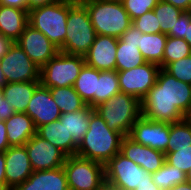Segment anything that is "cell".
<instances>
[{"label": "cell", "instance_id": "6da1fadb", "mask_svg": "<svg viewBox=\"0 0 191 190\" xmlns=\"http://www.w3.org/2000/svg\"><path fill=\"white\" fill-rule=\"evenodd\" d=\"M191 108V84L177 80L160 68L155 85L141 100V113L152 121L176 123Z\"/></svg>", "mask_w": 191, "mask_h": 190}, {"label": "cell", "instance_id": "7a4b0ae2", "mask_svg": "<svg viewBox=\"0 0 191 190\" xmlns=\"http://www.w3.org/2000/svg\"><path fill=\"white\" fill-rule=\"evenodd\" d=\"M124 137L122 133L110 129L94 110L90 114L88 131L77 146L76 155L105 165L120 152Z\"/></svg>", "mask_w": 191, "mask_h": 190}, {"label": "cell", "instance_id": "3957f363", "mask_svg": "<svg viewBox=\"0 0 191 190\" xmlns=\"http://www.w3.org/2000/svg\"><path fill=\"white\" fill-rule=\"evenodd\" d=\"M91 23L97 35L120 38L132 25V20L120 0H86Z\"/></svg>", "mask_w": 191, "mask_h": 190}, {"label": "cell", "instance_id": "277c9868", "mask_svg": "<svg viewBox=\"0 0 191 190\" xmlns=\"http://www.w3.org/2000/svg\"><path fill=\"white\" fill-rule=\"evenodd\" d=\"M75 4L62 0L33 8L28 12V24L41 31L60 50L65 42L68 12Z\"/></svg>", "mask_w": 191, "mask_h": 190}, {"label": "cell", "instance_id": "5b68a950", "mask_svg": "<svg viewBox=\"0 0 191 190\" xmlns=\"http://www.w3.org/2000/svg\"><path fill=\"white\" fill-rule=\"evenodd\" d=\"M94 110L104 119L110 129L124 136H128L133 124L142 115L141 101L123 92H118L108 101L97 105Z\"/></svg>", "mask_w": 191, "mask_h": 190}, {"label": "cell", "instance_id": "8992f818", "mask_svg": "<svg viewBox=\"0 0 191 190\" xmlns=\"http://www.w3.org/2000/svg\"><path fill=\"white\" fill-rule=\"evenodd\" d=\"M65 42L59 50L66 54L85 56L96 38V31L86 7L76 3L68 12Z\"/></svg>", "mask_w": 191, "mask_h": 190}, {"label": "cell", "instance_id": "52a82bcc", "mask_svg": "<svg viewBox=\"0 0 191 190\" xmlns=\"http://www.w3.org/2000/svg\"><path fill=\"white\" fill-rule=\"evenodd\" d=\"M85 65V58L59 51L40 68V84L46 88L73 86Z\"/></svg>", "mask_w": 191, "mask_h": 190}, {"label": "cell", "instance_id": "ba28073f", "mask_svg": "<svg viewBox=\"0 0 191 190\" xmlns=\"http://www.w3.org/2000/svg\"><path fill=\"white\" fill-rule=\"evenodd\" d=\"M63 169L69 190H100L106 183L105 165L90 159L68 156Z\"/></svg>", "mask_w": 191, "mask_h": 190}, {"label": "cell", "instance_id": "9c48e42d", "mask_svg": "<svg viewBox=\"0 0 191 190\" xmlns=\"http://www.w3.org/2000/svg\"><path fill=\"white\" fill-rule=\"evenodd\" d=\"M147 174L148 172L121 152L105 164L106 183L122 190H135L147 180Z\"/></svg>", "mask_w": 191, "mask_h": 190}, {"label": "cell", "instance_id": "30bf717a", "mask_svg": "<svg viewBox=\"0 0 191 190\" xmlns=\"http://www.w3.org/2000/svg\"><path fill=\"white\" fill-rule=\"evenodd\" d=\"M0 68L7 83L40 81V68L16 42L0 59Z\"/></svg>", "mask_w": 191, "mask_h": 190}, {"label": "cell", "instance_id": "8fae6325", "mask_svg": "<svg viewBox=\"0 0 191 190\" xmlns=\"http://www.w3.org/2000/svg\"><path fill=\"white\" fill-rule=\"evenodd\" d=\"M159 69L158 64L146 62L136 68L117 71L120 92L132 95L141 101L155 85Z\"/></svg>", "mask_w": 191, "mask_h": 190}, {"label": "cell", "instance_id": "7c38bea8", "mask_svg": "<svg viewBox=\"0 0 191 190\" xmlns=\"http://www.w3.org/2000/svg\"><path fill=\"white\" fill-rule=\"evenodd\" d=\"M170 123L152 121L140 116L133 124L128 137L134 142L167 153Z\"/></svg>", "mask_w": 191, "mask_h": 190}, {"label": "cell", "instance_id": "4fadbf2b", "mask_svg": "<svg viewBox=\"0 0 191 190\" xmlns=\"http://www.w3.org/2000/svg\"><path fill=\"white\" fill-rule=\"evenodd\" d=\"M16 43L24 50L29 58L41 68L49 62L59 49L41 31L35 30L29 24Z\"/></svg>", "mask_w": 191, "mask_h": 190}, {"label": "cell", "instance_id": "5bb4252c", "mask_svg": "<svg viewBox=\"0 0 191 190\" xmlns=\"http://www.w3.org/2000/svg\"><path fill=\"white\" fill-rule=\"evenodd\" d=\"M33 171L59 168L64 165L66 155L47 140L35 134L26 144Z\"/></svg>", "mask_w": 191, "mask_h": 190}, {"label": "cell", "instance_id": "9a60e30c", "mask_svg": "<svg viewBox=\"0 0 191 190\" xmlns=\"http://www.w3.org/2000/svg\"><path fill=\"white\" fill-rule=\"evenodd\" d=\"M6 190L25 182L33 173L25 145L9 147L5 152Z\"/></svg>", "mask_w": 191, "mask_h": 190}, {"label": "cell", "instance_id": "2e32d148", "mask_svg": "<svg viewBox=\"0 0 191 190\" xmlns=\"http://www.w3.org/2000/svg\"><path fill=\"white\" fill-rule=\"evenodd\" d=\"M118 38L96 35L95 41L84 56L85 64L99 71L116 70Z\"/></svg>", "mask_w": 191, "mask_h": 190}, {"label": "cell", "instance_id": "e0dca14e", "mask_svg": "<svg viewBox=\"0 0 191 190\" xmlns=\"http://www.w3.org/2000/svg\"><path fill=\"white\" fill-rule=\"evenodd\" d=\"M25 113L33 119L36 129L41 125L57 121L61 116V111L54 102L49 88L41 84L34 91Z\"/></svg>", "mask_w": 191, "mask_h": 190}, {"label": "cell", "instance_id": "ac0fdd59", "mask_svg": "<svg viewBox=\"0 0 191 190\" xmlns=\"http://www.w3.org/2000/svg\"><path fill=\"white\" fill-rule=\"evenodd\" d=\"M120 152L151 174L158 171L165 163V153L136 143L128 136L123 138Z\"/></svg>", "mask_w": 191, "mask_h": 190}, {"label": "cell", "instance_id": "d6986e66", "mask_svg": "<svg viewBox=\"0 0 191 190\" xmlns=\"http://www.w3.org/2000/svg\"><path fill=\"white\" fill-rule=\"evenodd\" d=\"M12 190H69L63 166L33 171L31 176Z\"/></svg>", "mask_w": 191, "mask_h": 190}, {"label": "cell", "instance_id": "ffe728a7", "mask_svg": "<svg viewBox=\"0 0 191 190\" xmlns=\"http://www.w3.org/2000/svg\"><path fill=\"white\" fill-rule=\"evenodd\" d=\"M36 134L60 149L67 157L76 155L77 144L59 120L39 126Z\"/></svg>", "mask_w": 191, "mask_h": 190}, {"label": "cell", "instance_id": "44dd1931", "mask_svg": "<svg viewBox=\"0 0 191 190\" xmlns=\"http://www.w3.org/2000/svg\"><path fill=\"white\" fill-rule=\"evenodd\" d=\"M4 122L10 147L25 145L36 134L33 119L26 113L15 112Z\"/></svg>", "mask_w": 191, "mask_h": 190}, {"label": "cell", "instance_id": "7402d4cb", "mask_svg": "<svg viewBox=\"0 0 191 190\" xmlns=\"http://www.w3.org/2000/svg\"><path fill=\"white\" fill-rule=\"evenodd\" d=\"M28 10L0 5V33L16 42L28 25Z\"/></svg>", "mask_w": 191, "mask_h": 190}, {"label": "cell", "instance_id": "603a6c76", "mask_svg": "<svg viewBox=\"0 0 191 190\" xmlns=\"http://www.w3.org/2000/svg\"><path fill=\"white\" fill-rule=\"evenodd\" d=\"M40 81L7 83L3 87L4 99L12 106L15 112L25 113L34 91Z\"/></svg>", "mask_w": 191, "mask_h": 190}, {"label": "cell", "instance_id": "cb8c5ba5", "mask_svg": "<svg viewBox=\"0 0 191 190\" xmlns=\"http://www.w3.org/2000/svg\"><path fill=\"white\" fill-rule=\"evenodd\" d=\"M93 111V107L86 105L81 110L63 113L58 119L61 123H64L69 135H72V139L77 145H79L83 136L88 131L90 114Z\"/></svg>", "mask_w": 191, "mask_h": 190}, {"label": "cell", "instance_id": "d4e9b609", "mask_svg": "<svg viewBox=\"0 0 191 190\" xmlns=\"http://www.w3.org/2000/svg\"><path fill=\"white\" fill-rule=\"evenodd\" d=\"M99 75V70L85 64L73 85V88L80 95L82 100L93 108L96 107V86Z\"/></svg>", "mask_w": 191, "mask_h": 190}, {"label": "cell", "instance_id": "484cf974", "mask_svg": "<svg viewBox=\"0 0 191 190\" xmlns=\"http://www.w3.org/2000/svg\"><path fill=\"white\" fill-rule=\"evenodd\" d=\"M168 35L165 33L140 35V47L138 48L146 60L158 64L163 68V54Z\"/></svg>", "mask_w": 191, "mask_h": 190}, {"label": "cell", "instance_id": "4316f807", "mask_svg": "<svg viewBox=\"0 0 191 190\" xmlns=\"http://www.w3.org/2000/svg\"><path fill=\"white\" fill-rule=\"evenodd\" d=\"M49 90L61 114L81 110L87 105L73 86L54 87L49 88Z\"/></svg>", "mask_w": 191, "mask_h": 190}, {"label": "cell", "instance_id": "83f0119b", "mask_svg": "<svg viewBox=\"0 0 191 190\" xmlns=\"http://www.w3.org/2000/svg\"><path fill=\"white\" fill-rule=\"evenodd\" d=\"M146 63L136 44L124 43L118 39L116 52V71H125Z\"/></svg>", "mask_w": 191, "mask_h": 190}, {"label": "cell", "instance_id": "f1b7e54d", "mask_svg": "<svg viewBox=\"0 0 191 190\" xmlns=\"http://www.w3.org/2000/svg\"><path fill=\"white\" fill-rule=\"evenodd\" d=\"M118 92H120V86L117 71H100L96 86V106L104 101H108Z\"/></svg>", "mask_w": 191, "mask_h": 190}, {"label": "cell", "instance_id": "f546056e", "mask_svg": "<svg viewBox=\"0 0 191 190\" xmlns=\"http://www.w3.org/2000/svg\"><path fill=\"white\" fill-rule=\"evenodd\" d=\"M153 182L162 190H169L173 186L187 181V174L166 161L156 172L152 173Z\"/></svg>", "mask_w": 191, "mask_h": 190}, {"label": "cell", "instance_id": "4dcf8cb0", "mask_svg": "<svg viewBox=\"0 0 191 190\" xmlns=\"http://www.w3.org/2000/svg\"><path fill=\"white\" fill-rule=\"evenodd\" d=\"M153 11L157 16L158 25L161 27V33L165 34H167L171 29H174L176 21L184 12L180 8H177L163 0H159Z\"/></svg>", "mask_w": 191, "mask_h": 190}, {"label": "cell", "instance_id": "1f68e13d", "mask_svg": "<svg viewBox=\"0 0 191 190\" xmlns=\"http://www.w3.org/2000/svg\"><path fill=\"white\" fill-rule=\"evenodd\" d=\"M191 55V47L185 39L167 37L163 54V69L170 63Z\"/></svg>", "mask_w": 191, "mask_h": 190}, {"label": "cell", "instance_id": "d6a6232c", "mask_svg": "<svg viewBox=\"0 0 191 190\" xmlns=\"http://www.w3.org/2000/svg\"><path fill=\"white\" fill-rule=\"evenodd\" d=\"M191 145V126L185 121L170 123L169 142L167 153L175 151L178 147Z\"/></svg>", "mask_w": 191, "mask_h": 190}, {"label": "cell", "instance_id": "836d02e7", "mask_svg": "<svg viewBox=\"0 0 191 190\" xmlns=\"http://www.w3.org/2000/svg\"><path fill=\"white\" fill-rule=\"evenodd\" d=\"M165 161L169 165L177 167L184 173L188 174L191 169V145L178 147L175 151L166 153Z\"/></svg>", "mask_w": 191, "mask_h": 190}, {"label": "cell", "instance_id": "e575fe53", "mask_svg": "<svg viewBox=\"0 0 191 190\" xmlns=\"http://www.w3.org/2000/svg\"><path fill=\"white\" fill-rule=\"evenodd\" d=\"M164 70L177 80L191 84V55L168 64Z\"/></svg>", "mask_w": 191, "mask_h": 190}, {"label": "cell", "instance_id": "d590c367", "mask_svg": "<svg viewBox=\"0 0 191 190\" xmlns=\"http://www.w3.org/2000/svg\"><path fill=\"white\" fill-rule=\"evenodd\" d=\"M131 20L153 10L159 0H120Z\"/></svg>", "mask_w": 191, "mask_h": 190}, {"label": "cell", "instance_id": "8d00e7d4", "mask_svg": "<svg viewBox=\"0 0 191 190\" xmlns=\"http://www.w3.org/2000/svg\"><path fill=\"white\" fill-rule=\"evenodd\" d=\"M132 25L144 34H155L161 32V27L158 25L157 16L153 10L133 19Z\"/></svg>", "mask_w": 191, "mask_h": 190}, {"label": "cell", "instance_id": "74e56055", "mask_svg": "<svg viewBox=\"0 0 191 190\" xmlns=\"http://www.w3.org/2000/svg\"><path fill=\"white\" fill-rule=\"evenodd\" d=\"M191 22V11H184L176 21L174 29H171L167 35L184 39L187 26Z\"/></svg>", "mask_w": 191, "mask_h": 190}, {"label": "cell", "instance_id": "f35d334b", "mask_svg": "<svg viewBox=\"0 0 191 190\" xmlns=\"http://www.w3.org/2000/svg\"><path fill=\"white\" fill-rule=\"evenodd\" d=\"M143 33L138 30L135 26L131 25L120 37L124 43H133L137 47H140V35Z\"/></svg>", "mask_w": 191, "mask_h": 190}, {"label": "cell", "instance_id": "ab89813d", "mask_svg": "<svg viewBox=\"0 0 191 190\" xmlns=\"http://www.w3.org/2000/svg\"><path fill=\"white\" fill-rule=\"evenodd\" d=\"M14 113L15 110L8 101L4 99L3 87H0V120L9 119Z\"/></svg>", "mask_w": 191, "mask_h": 190}, {"label": "cell", "instance_id": "60d3db41", "mask_svg": "<svg viewBox=\"0 0 191 190\" xmlns=\"http://www.w3.org/2000/svg\"><path fill=\"white\" fill-rule=\"evenodd\" d=\"M9 147L6 125L4 120H0V152H5Z\"/></svg>", "mask_w": 191, "mask_h": 190}, {"label": "cell", "instance_id": "b9f144b4", "mask_svg": "<svg viewBox=\"0 0 191 190\" xmlns=\"http://www.w3.org/2000/svg\"><path fill=\"white\" fill-rule=\"evenodd\" d=\"M0 5L28 10L27 0H0Z\"/></svg>", "mask_w": 191, "mask_h": 190}, {"label": "cell", "instance_id": "7bdbcfd3", "mask_svg": "<svg viewBox=\"0 0 191 190\" xmlns=\"http://www.w3.org/2000/svg\"><path fill=\"white\" fill-rule=\"evenodd\" d=\"M15 42L0 33V59L10 50Z\"/></svg>", "mask_w": 191, "mask_h": 190}, {"label": "cell", "instance_id": "ee69618b", "mask_svg": "<svg viewBox=\"0 0 191 190\" xmlns=\"http://www.w3.org/2000/svg\"><path fill=\"white\" fill-rule=\"evenodd\" d=\"M135 190H162L154 182L152 174H147V180L143 181Z\"/></svg>", "mask_w": 191, "mask_h": 190}, {"label": "cell", "instance_id": "f6af8a7d", "mask_svg": "<svg viewBox=\"0 0 191 190\" xmlns=\"http://www.w3.org/2000/svg\"><path fill=\"white\" fill-rule=\"evenodd\" d=\"M0 189L6 190L5 154L0 152Z\"/></svg>", "mask_w": 191, "mask_h": 190}, {"label": "cell", "instance_id": "bcb514c9", "mask_svg": "<svg viewBox=\"0 0 191 190\" xmlns=\"http://www.w3.org/2000/svg\"><path fill=\"white\" fill-rule=\"evenodd\" d=\"M180 8L182 11H191V0H163Z\"/></svg>", "mask_w": 191, "mask_h": 190}, {"label": "cell", "instance_id": "7dc6e473", "mask_svg": "<svg viewBox=\"0 0 191 190\" xmlns=\"http://www.w3.org/2000/svg\"><path fill=\"white\" fill-rule=\"evenodd\" d=\"M58 1H62V0H27L28 11H30L33 8L48 5V4H52V3H55V2H58Z\"/></svg>", "mask_w": 191, "mask_h": 190}, {"label": "cell", "instance_id": "c3c4849f", "mask_svg": "<svg viewBox=\"0 0 191 190\" xmlns=\"http://www.w3.org/2000/svg\"><path fill=\"white\" fill-rule=\"evenodd\" d=\"M169 190H191V182L186 181L184 183H179L173 186L172 188H170Z\"/></svg>", "mask_w": 191, "mask_h": 190}, {"label": "cell", "instance_id": "681fc988", "mask_svg": "<svg viewBox=\"0 0 191 190\" xmlns=\"http://www.w3.org/2000/svg\"><path fill=\"white\" fill-rule=\"evenodd\" d=\"M184 39L186 40V42L190 45L191 47V22L189 23V25L187 26V30H186V34Z\"/></svg>", "mask_w": 191, "mask_h": 190}, {"label": "cell", "instance_id": "f907efd6", "mask_svg": "<svg viewBox=\"0 0 191 190\" xmlns=\"http://www.w3.org/2000/svg\"><path fill=\"white\" fill-rule=\"evenodd\" d=\"M7 84L2 69L0 68V87H4Z\"/></svg>", "mask_w": 191, "mask_h": 190}, {"label": "cell", "instance_id": "816d5d0a", "mask_svg": "<svg viewBox=\"0 0 191 190\" xmlns=\"http://www.w3.org/2000/svg\"><path fill=\"white\" fill-rule=\"evenodd\" d=\"M100 190H122L105 183Z\"/></svg>", "mask_w": 191, "mask_h": 190}, {"label": "cell", "instance_id": "f5cc1de1", "mask_svg": "<svg viewBox=\"0 0 191 190\" xmlns=\"http://www.w3.org/2000/svg\"><path fill=\"white\" fill-rule=\"evenodd\" d=\"M184 120L191 126V108H190V110L185 114Z\"/></svg>", "mask_w": 191, "mask_h": 190}, {"label": "cell", "instance_id": "db71d44e", "mask_svg": "<svg viewBox=\"0 0 191 190\" xmlns=\"http://www.w3.org/2000/svg\"><path fill=\"white\" fill-rule=\"evenodd\" d=\"M187 181L191 182V169L189 170V172L187 174Z\"/></svg>", "mask_w": 191, "mask_h": 190}, {"label": "cell", "instance_id": "11a10c76", "mask_svg": "<svg viewBox=\"0 0 191 190\" xmlns=\"http://www.w3.org/2000/svg\"><path fill=\"white\" fill-rule=\"evenodd\" d=\"M71 1H73V2H75V3H82V2H84V1H86V0H71Z\"/></svg>", "mask_w": 191, "mask_h": 190}]
</instances>
